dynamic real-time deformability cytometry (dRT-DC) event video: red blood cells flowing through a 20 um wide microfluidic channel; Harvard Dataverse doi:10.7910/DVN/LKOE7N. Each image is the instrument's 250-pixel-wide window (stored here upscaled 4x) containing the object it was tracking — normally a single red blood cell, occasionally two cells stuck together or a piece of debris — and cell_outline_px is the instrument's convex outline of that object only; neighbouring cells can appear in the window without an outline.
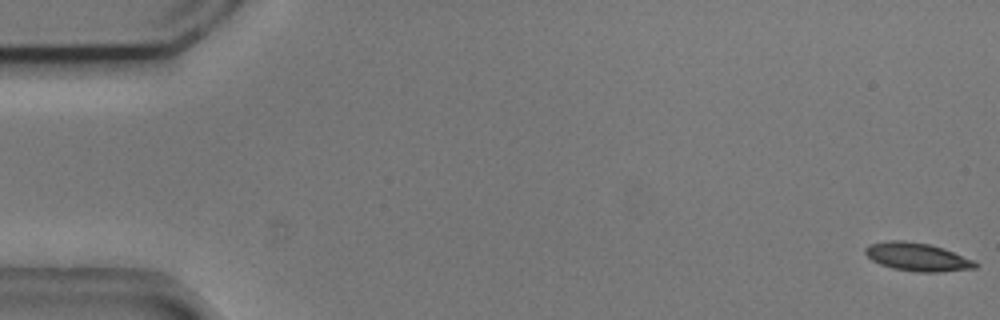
{"species": "common noctule bat (a hibernating species)", "species_latin": "Nyctalus noctula", "temperature_condition": "cold", "stored_images_in_passage": 7, "camera_frame_rate_fps": 3000, "um_per_image_px": 0.085, "animal": {"sex": "male", "body_mass_g": 20.5, "forearm_length_mm": 52.5}, "frame": {"image": 1, "passage_image": 1, "time_ms": 0.0, "image_size_px": [1000, 320], "cell_outline_px": [[980, 264], [976, 268], [940, 272], [920, 272], [892, 268], [880, 264], [872, 260], [864, 252], [864, 248], [868, 244], [888, 240], [904, 240], [928, 244], [944, 248], [976, 260]], "centroid_in_image_um": [78.0, 21.83], "position_along_channel_um": 7.0, "area_um2": 18.32}}
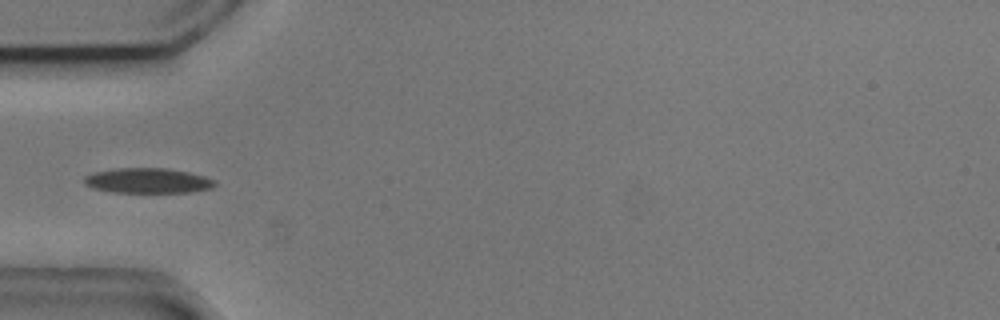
{"frame": {"image": 2, "passage_image": 5, "time_ms": 1.333, "image_size_px": [1000, 320], "cell_outline_px": [[216, 184], [212, 188], [192, 192], [112, 192], [92, 188], [84, 184], [84, 176], [92, 172], [116, 168], [168, 168], [188, 172], [204, 176], [216, 180]], "centroid_in_image_um": [12.55, 15.35], "position_along_channel_um": 72.5, "area_um2": 19.25}}
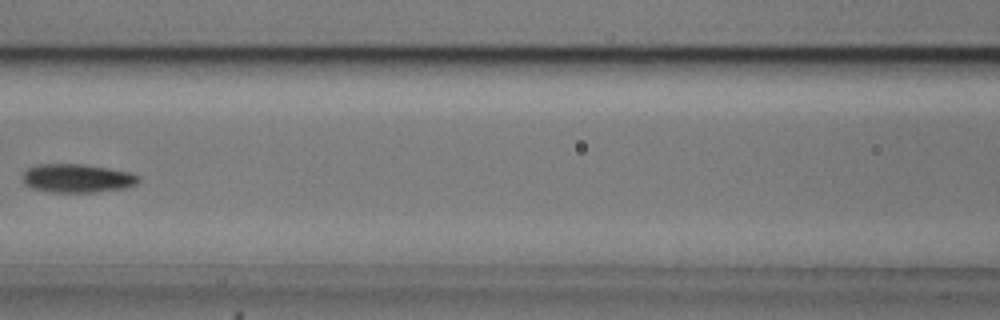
{"frame": {"image": 3, "passage_image": 7, "time_ms": 2.0, "image_size_px": [1000, 320], "cell_outline_px": [[140, 180], [136, 184], [124, 188], [92, 192], [48, 192], [32, 188], [24, 184], [24, 172], [28, 168], [36, 164], [84, 164], [108, 168], [128, 172], [140, 176]], "centroid_in_image_um": [6.55, 15.15], "position_along_channel_um": 160.0, "area_um2": 19.25}}